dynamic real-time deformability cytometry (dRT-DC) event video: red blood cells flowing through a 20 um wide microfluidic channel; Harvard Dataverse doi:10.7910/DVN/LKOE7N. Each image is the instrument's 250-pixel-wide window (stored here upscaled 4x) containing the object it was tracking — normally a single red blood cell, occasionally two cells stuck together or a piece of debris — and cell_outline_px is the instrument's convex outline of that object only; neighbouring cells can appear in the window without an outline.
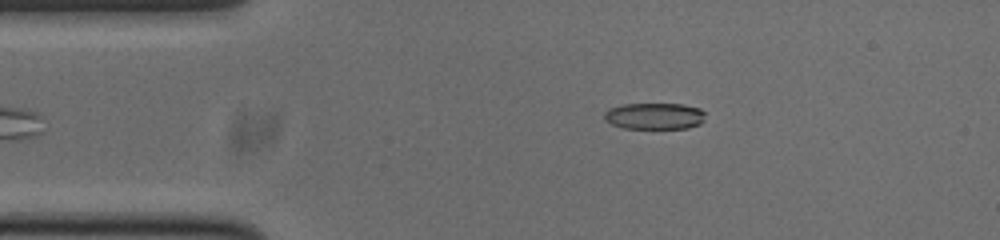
{"species": "common noctule bat (a hibernating species)", "species_latin": "Nyctalus noctula", "temperature_condition": "cold", "stored_images_in_passage": 40, "camera_frame_rate_fps": 3000, "um_per_image_px": 0.085, "animal": {"sex": "male", "body_mass_g": 20.0, "forearm_length_mm": 53.3}, "frame": {"image": 1, "passage_image": 2, "time_ms": 0.333, "image_size_px": [1000, 240], "cell_outline_px": [[704, 120], [700, 124], [688, 128], [624, 128], [612, 124], [604, 120], [604, 112], [608, 108], [624, 104], [684, 104], [700, 108], [704, 112]], "centroid_in_image_um": [55.63, 9.86], "position_along_channel_um": 29.4, "area_um2": 15.66}}
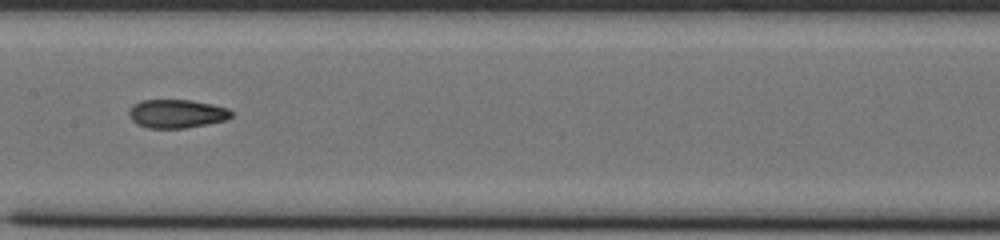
{"frame": {"image": 2, "passage_image": 18, "time_ms": 5.667, "image_size_px": [1000, 240], "cell_outline_px": [[232, 116], [224, 120], [208, 124], [184, 128], [148, 128], [136, 124], [132, 120], [128, 112], [128, 108], [132, 104], [140, 100], [192, 100], [212, 104], [228, 108], [232, 112]], "centroid_in_image_um": [14.98, 9.66], "position_along_channel_um": 192.4, "area_um2": 17.17}}
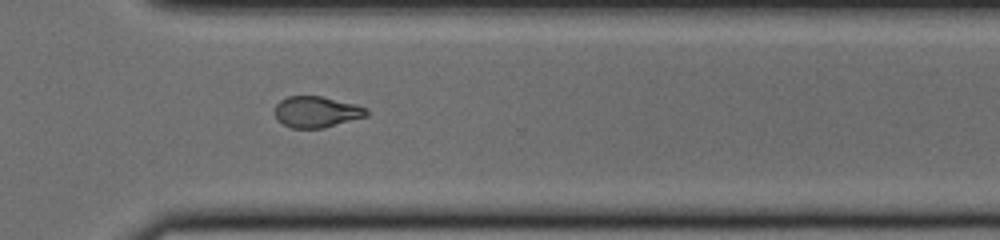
{"frame": {"image": 3, "passage_image": 30, "time_ms": 9.667, "image_size_px": [1000, 240], "cell_outline_px": [[368, 116], [324, 128], [292, 128], [284, 124], [276, 116], [276, 104], [280, 100], [288, 96], [320, 96], [356, 104], [368, 108]], "centroid_in_image_um": [26.95, 9.51], "position_along_channel_um": 343.6, "area_um2": 16.59}, "authors_computed_cell_mechanics": {"area_um2": 17.2533, "velocity_mm_per_s": 3.7828, "shape_relaxation_time_tau1_ms": 7.9466, "shape_relaxation_time_tau2_ms": 2.9172, "deformation_change_tau1": 0.2193, "deformation_change_tau2": 0.095}}